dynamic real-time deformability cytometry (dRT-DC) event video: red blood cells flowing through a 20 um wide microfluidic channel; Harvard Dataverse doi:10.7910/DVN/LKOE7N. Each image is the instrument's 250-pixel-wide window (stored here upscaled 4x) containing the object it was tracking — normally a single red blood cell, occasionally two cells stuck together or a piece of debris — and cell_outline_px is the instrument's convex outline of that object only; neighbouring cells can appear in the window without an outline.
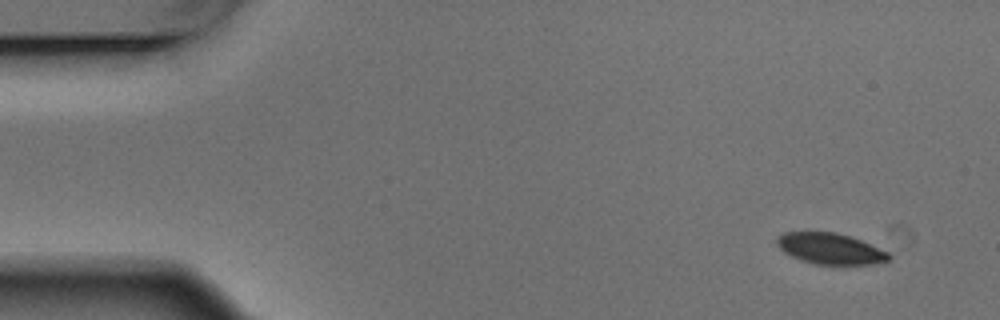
{"species": "Egyptian fruit bat (a non-hibernating species)", "species_latin": "Rousettus aegyptiacus", "temperature_condition": "warm", "stored_images_in_passage": 5, "camera_frame_rate_fps": 3000, "um_per_image_px": 0.085, "animal": {"sex": "male"}, "frame": {"image": 1, "passage_image": 1, "time_ms": 0.0, "image_size_px": [1000, 320], "cell_outline_px": [[892, 260], [876, 264], [816, 264], [800, 260], [784, 252], [776, 244], [776, 236], [784, 232], [836, 232], [872, 244], [888, 252], [892, 256]], "centroid_in_image_um": [70.59, 21.14], "position_along_channel_um": 14.4, "area_um2": 20.35}}
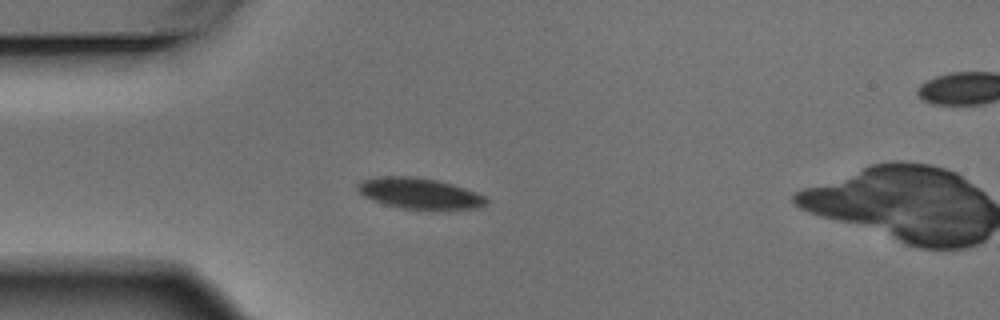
{"frame": {"image": 2, "passage_image": 4, "time_ms": 1.0, "image_size_px": [1000, 320], "cell_outline_px": [[488, 204], [480, 208], [436, 212], [432, 212], [400, 208], [384, 204], [372, 200], [364, 196], [356, 188], [356, 184], [360, 180], [376, 176], [416, 176], [436, 180], [452, 184], [476, 192], [484, 196], [488, 200]], "centroid_in_image_um": [35.68, 16.48], "position_along_channel_um": 49.3, "area_um2": 24.22}}